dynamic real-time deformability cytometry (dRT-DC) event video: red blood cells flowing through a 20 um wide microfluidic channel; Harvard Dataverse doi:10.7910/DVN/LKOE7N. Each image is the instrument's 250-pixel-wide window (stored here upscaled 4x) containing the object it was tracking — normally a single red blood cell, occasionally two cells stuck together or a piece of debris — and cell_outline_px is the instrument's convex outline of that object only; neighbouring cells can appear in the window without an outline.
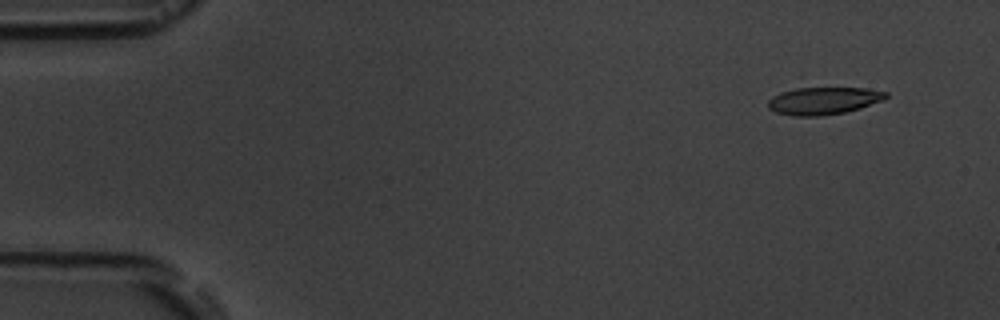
{"species": "common noctule bat (a hibernating species)", "species_latin": "Nyctalus noctula", "temperature_condition": "room temperature", "stored_images_in_passage": 8, "camera_frame_rate_fps": 3000, "um_per_image_px": 0.085, "animal": {"sex": "male", "body_mass_g": 19.5, "forearm_length_mm": 54.6}, "frame": {"image": 1, "passage_image": 1, "time_ms": 0.0, "image_size_px": [1000, 320], "cell_outline_px": [[888, 96], [884, 100], [860, 108], [844, 112], [820, 116], [792, 116], [776, 112], [768, 108], [768, 100], [772, 96], [800, 76], [888, 92]], "centroid_in_image_um": [69.86, 8.33], "position_along_channel_um": 15.1, "area_um2": 22.72}}
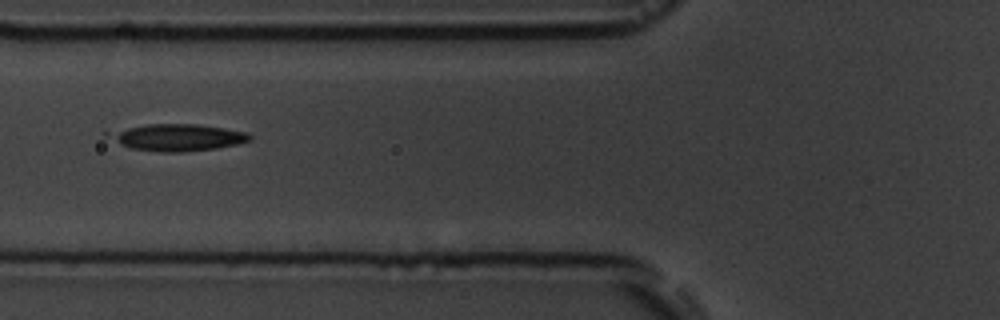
{"frame": {"image": 2, "passage_image": 6, "time_ms": 5.667, "image_size_px": [1000, 320], "cell_outline_px": [[252, 140], [236, 144], [216, 148], [180, 152], [164, 152], [132, 148], [120, 144], [104, 136], [100, 132], [148, 124], [196, 124], [224, 128], [244, 132], [252, 136]], "centroid_in_image_um": [14.99, 11.67], "position_along_channel_um": 110.8, "area_um2": 22.08}}
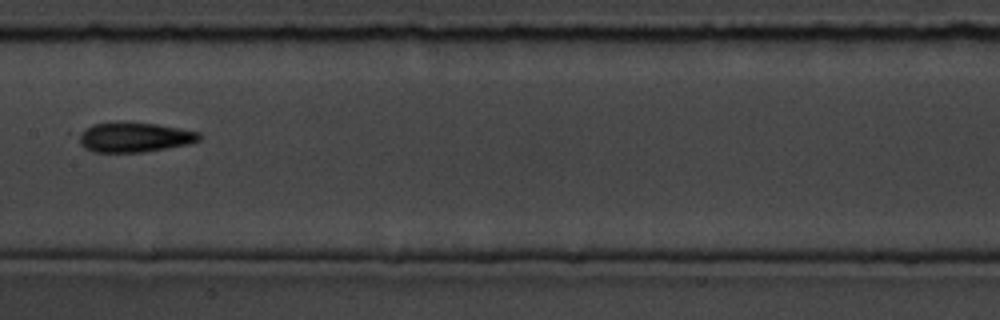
{"frame": {"image": 3, "passage_image": 8, "time_ms": 8.0, "image_size_px": [1000, 320], "cell_outline_px": [[204, 136], [200, 140], [188, 144], [168, 148], [140, 152], [92, 152], [84, 148], [80, 144], [76, 136], [76, 132], [92, 124], [116, 120], [156, 124], [200, 132]], "centroid_in_image_um": [11.34, 11.64], "position_along_channel_um": 196.1, "area_um2": 21.62}}